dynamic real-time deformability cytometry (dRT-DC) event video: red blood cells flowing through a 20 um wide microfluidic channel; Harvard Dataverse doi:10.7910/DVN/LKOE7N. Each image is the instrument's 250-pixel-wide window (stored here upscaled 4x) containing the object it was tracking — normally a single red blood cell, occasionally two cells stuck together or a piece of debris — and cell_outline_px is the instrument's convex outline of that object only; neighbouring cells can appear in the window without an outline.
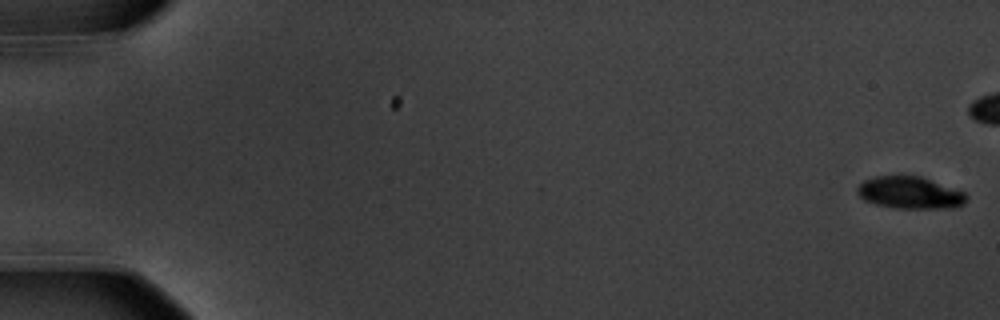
{"species": "common noctule bat (a hibernating species)", "species_latin": "Nyctalus noctula", "temperature_condition": "warm", "stored_images_in_passage": 51, "camera_frame_rate_fps": 3000, "um_per_image_px": 0.085, "animal": {"sex": "male", "body_mass_g": 20.1, "forearm_length_mm": 53.5}, "frame": {"image": 1, "passage_image": 1, "time_ms": 0.0, "image_size_px": [1000, 320], "cell_outline_px": [[968, 200], [964, 204], [956, 208], [892, 208], [876, 204], [864, 200], [856, 192], [856, 188], [864, 180], [876, 176], [920, 176], [964, 192], [968, 196]], "centroid_in_image_um": [77.35, 16.39], "position_along_channel_um": 7.6, "area_um2": 20.46}}
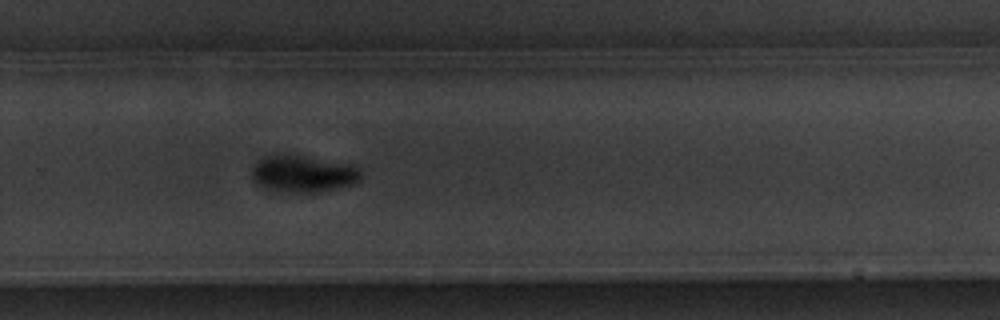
{"frame": {"image": 2, "passage_image": 40, "time_ms": 13.0, "image_size_px": [1000, 320], "cell_outline_px": [[360, 180], [352, 184], [316, 192], [296, 192], [264, 188], [256, 184], [252, 180], [252, 168], [264, 156], [296, 156], [352, 164], [360, 168]], "centroid_in_image_um": [25.76, 14.79], "position_along_channel_um": 304.0, "area_um2": 22.66}}
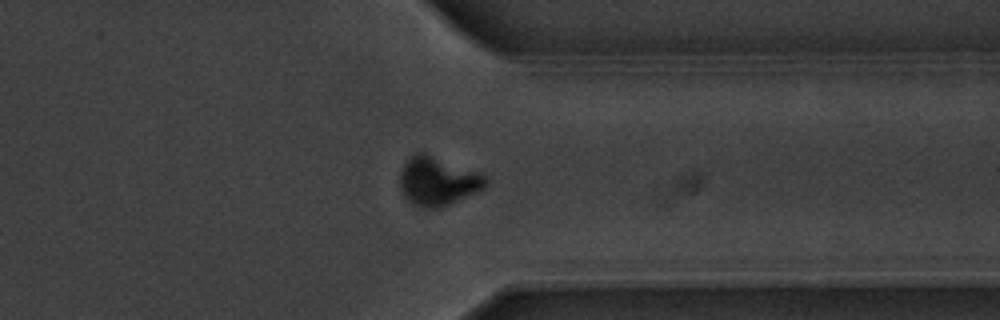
{"frame": {"image": 3, "passage_image": 46, "time_ms": 15.0, "image_size_px": [1000, 320], "cell_outline_px": [[488, 180], [484, 188], [448, 204], [436, 208], [420, 208], [412, 204], [404, 196], [400, 188], [400, 168], [416, 152], [424, 152], [476, 172], [484, 176]], "centroid_in_image_um": [37.14, 15.4], "position_along_channel_um": 374.3, "area_um2": 23.87}, "authors_computed_cell_mechanics": {"area_um2": 23.2356, "velocity_mm_per_s": 3.5682, "shape_relaxation_time_tau1_ms": 1.9827, "shape_relaxation_time_tau2_ms": 8.4328, "deformation_change_tau1": 0.1481, "deformation_change_tau2": 0.0778}}